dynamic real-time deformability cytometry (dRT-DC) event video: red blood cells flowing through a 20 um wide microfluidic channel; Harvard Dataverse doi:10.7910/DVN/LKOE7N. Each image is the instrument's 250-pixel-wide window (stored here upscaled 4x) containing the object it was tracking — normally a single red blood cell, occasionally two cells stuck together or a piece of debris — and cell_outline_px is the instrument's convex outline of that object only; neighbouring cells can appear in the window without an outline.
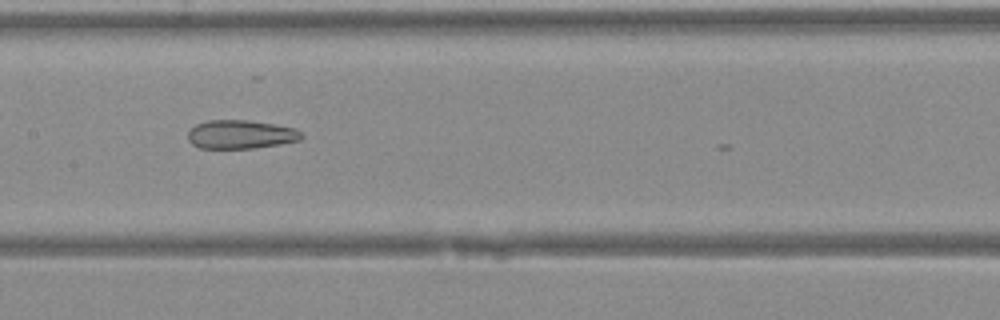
{"species": "Egyptian fruit bat (a non-hibernating species)", "species_latin": "Rousettus aegyptiacus", "temperature_condition": "warm", "stored_images_in_passage": 14, "camera_frame_rate_fps": 3000, "um_per_image_px": 0.085, "animal": {"sex": "female"}, "frame": {"image": 1, "passage_image": 11, "time_ms": 3.333, "image_size_px": [1000, 320], "cell_outline_px": [[304, 136], [300, 140], [280, 144], [256, 148], [200, 148], [192, 144], [188, 140], [188, 132], [196, 124], [208, 120], [248, 120], [296, 128]], "centroid_in_image_um": [20.46, 11.43], "position_along_channel_um": 186.9, "area_um2": 18.96}}
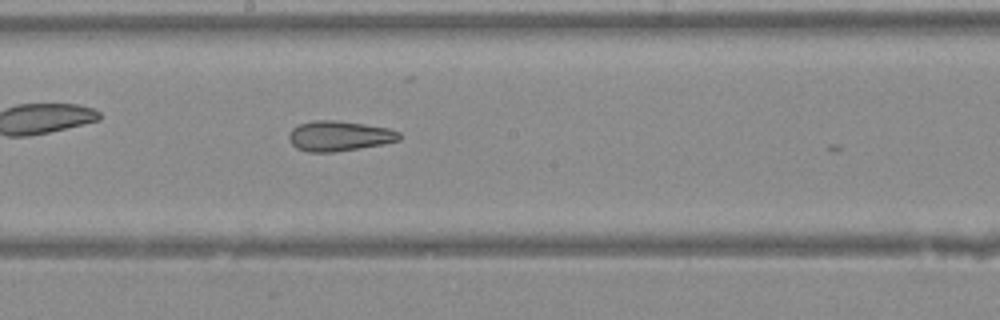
{"frame": {"image": 2, "passage_image": 13, "time_ms": 4.0, "image_size_px": [1000, 320], "cell_outline_px": [[400, 140], [360, 148], [332, 152], [308, 152], [296, 148], [292, 144], [288, 136], [288, 132], [292, 128], [300, 124], [312, 120], [336, 120], [364, 124], [388, 128], [400, 132]], "centroid_in_image_um": [28.79, 11.55], "position_along_channel_um": 219.4, "area_um2": 19.36}}